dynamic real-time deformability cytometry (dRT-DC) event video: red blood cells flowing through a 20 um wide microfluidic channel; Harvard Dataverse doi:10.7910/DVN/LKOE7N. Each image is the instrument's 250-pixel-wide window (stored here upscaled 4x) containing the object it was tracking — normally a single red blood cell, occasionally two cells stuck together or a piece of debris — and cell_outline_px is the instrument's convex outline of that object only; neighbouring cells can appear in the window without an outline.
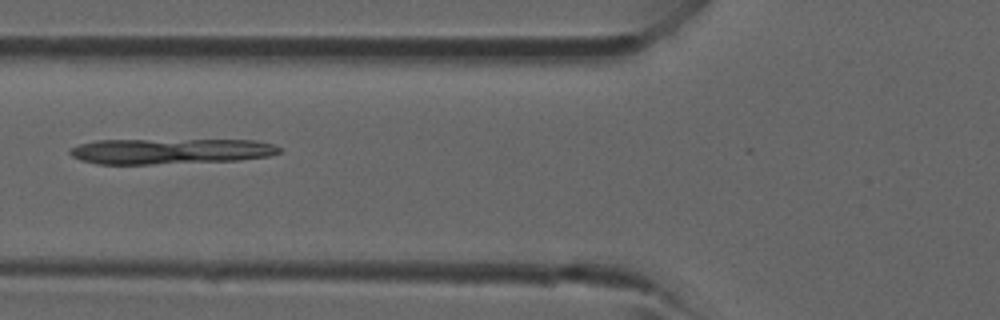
{"species": "common noctule bat (a hibernating species)", "species_latin": "Nyctalus noctula", "temperature_condition": "room temperature", "stored_images_in_passage": 2, "camera_frame_rate_fps": 3000, "um_per_image_px": 0.085, "animal": {"sex": "male", "forearm_length_mm": 52.5}, "frame": {"image": 1, "passage_image": 2, "time_ms": 1.333, "image_size_px": [1000, 320], "cell_outline_px": [[280, 152], [268, 156], [240, 160], [152, 164], [96, 164], [80, 160], [72, 156], [68, 152], [72, 148], [80, 144], [96, 140], [256, 140], [272, 144], [280, 148]], "centroid_in_image_um": [14.46, 12.85], "position_along_channel_um": 111.3, "area_um2": 31.1}}